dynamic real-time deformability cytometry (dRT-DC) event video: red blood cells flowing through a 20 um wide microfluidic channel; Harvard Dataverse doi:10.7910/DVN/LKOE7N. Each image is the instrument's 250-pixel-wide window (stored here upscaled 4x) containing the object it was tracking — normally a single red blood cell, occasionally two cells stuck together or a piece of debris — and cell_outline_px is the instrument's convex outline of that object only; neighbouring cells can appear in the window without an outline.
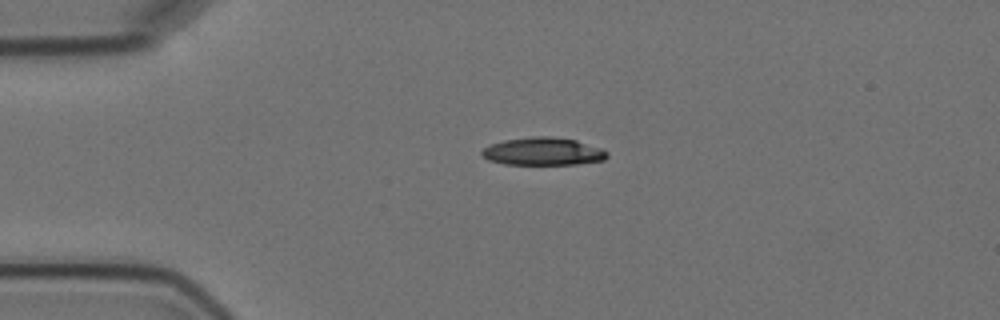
{"species": "Egyptian fruit bat (a non-hibernating species)", "species_latin": "Rousettus aegyptiacus", "temperature_condition": "cold", "stored_images_in_passage": 3, "camera_frame_rate_fps": 3000, "um_per_image_px": 0.085, "animal": {"sex": "female"}, "frame": {"image": 1, "passage_image": 1, "time_ms": 0.0, "image_size_px": [1000, 320], "cell_outline_px": [[608, 156], [604, 160], [576, 164], [504, 164], [488, 160], [480, 152], [484, 148], [492, 144], [504, 140], [532, 136], [552, 136], [576, 140], [604, 148], [608, 152]], "centroid_in_image_um": [46.2, 12.86], "position_along_channel_um": 38.8, "area_um2": 20.35}}
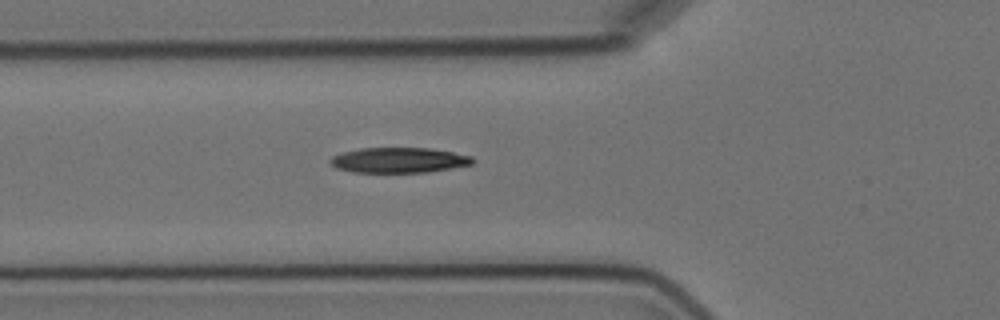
{"frame": {"image": 2, "passage_image": 3, "time_ms": 2.333, "image_size_px": [1000, 320], "cell_outline_px": [[476, 160], [472, 164], [452, 168], [428, 172], [352, 172], [336, 168], [328, 160], [332, 156], [344, 152], [360, 148], [428, 148], [452, 152], [472, 156]], "centroid_in_image_um": [33.91, 13.61], "position_along_channel_um": 91.9, "area_um2": 20.92}}